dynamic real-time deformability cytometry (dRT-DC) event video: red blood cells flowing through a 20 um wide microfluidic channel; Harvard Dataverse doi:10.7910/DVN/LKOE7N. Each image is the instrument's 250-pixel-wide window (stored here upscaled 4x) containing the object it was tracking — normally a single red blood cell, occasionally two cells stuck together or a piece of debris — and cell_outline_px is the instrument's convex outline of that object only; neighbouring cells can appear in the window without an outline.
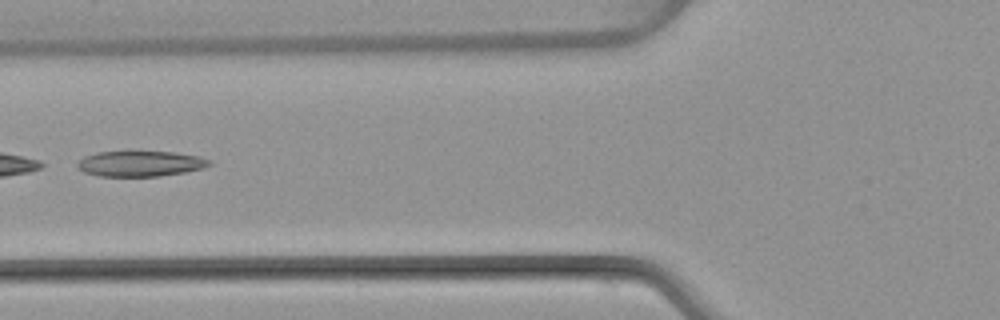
{"species": "common noctule bat (a hibernating species)", "species_latin": "Nyctalus noctula", "temperature_condition": "warm", "stored_images_in_passage": 48, "segment_of_instrument_passage": [2, 2], "camera_frame_rate_fps": 3000, "um_per_image_px": 0.085, "animal": {"sex": "female", "body_mass_g": 22.7, "forearm_length_mm": 54.2}, "frame": {"image": 1, "passage_image": 19, "time_ms": 6.0, "image_size_px": [1000, 320], "cell_outline_px": [[212, 164], [204, 168], [184, 172], [160, 176], [100, 176], [84, 172], [76, 168], [76, 164], [84, 156], [96, 152], [172, 152], [200, 156], [212, 160]], "centroid_in_image_um": [11.94, 13.91], "position_along_channel_um": 113.9, "area_um2": 19.65}}
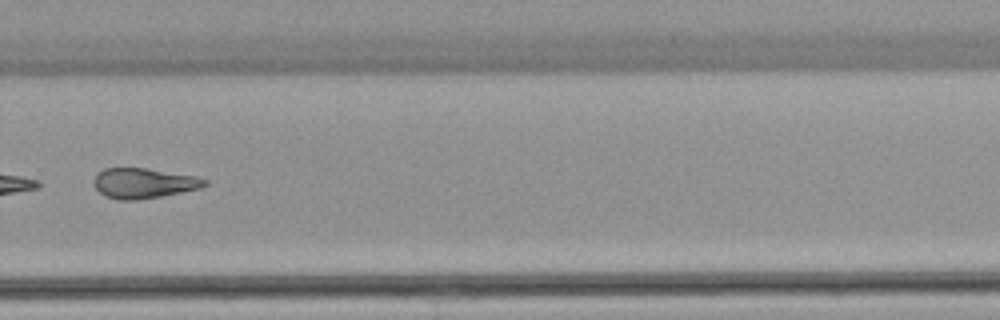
{"frame": {"image": 2, "passage_image": 34, "time_ms": 11.0, "image_size_px": [1000, 320], "cell_outline_px": [[208, 184], [200, 188], [160, 196], [136, 200], [120, 200], [104, 196], [92, 184], [92, 180], [104, 168], [144, 168], [192, 176], [208, 180]], "centroid_in_image_um": [12.16, 15.58], "position_along_channel_um": 317.6, "area_um2": 19.19}}
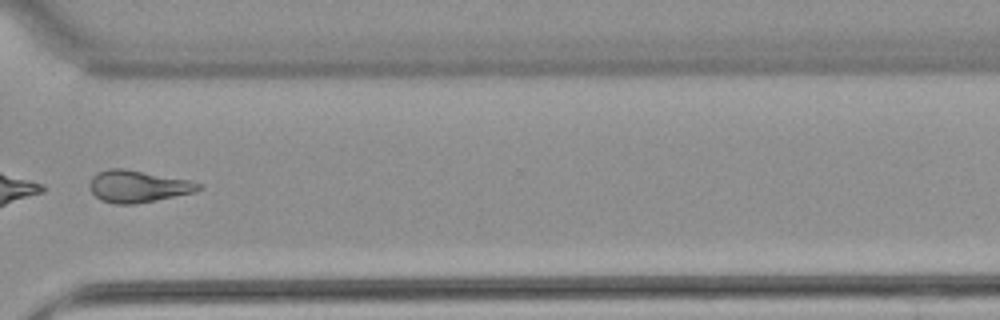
{"frame": {"image": 3, "passage_image": 37, "time_ms": 12.0, "image_size_px": [1000, 320], "cell_outline_px": [[204, 188], [196, 192], [136, 204], [116, 204], [100, 200], [92, 192], [88, 184], [92, 176], [96, 172], [108, 168], [124, 168], [188, 180], [204, 184]], "centroid_in_image_um": [11.72, 15.84], "position_along_channel_um": 358.9, "area_um2": 20.52}}